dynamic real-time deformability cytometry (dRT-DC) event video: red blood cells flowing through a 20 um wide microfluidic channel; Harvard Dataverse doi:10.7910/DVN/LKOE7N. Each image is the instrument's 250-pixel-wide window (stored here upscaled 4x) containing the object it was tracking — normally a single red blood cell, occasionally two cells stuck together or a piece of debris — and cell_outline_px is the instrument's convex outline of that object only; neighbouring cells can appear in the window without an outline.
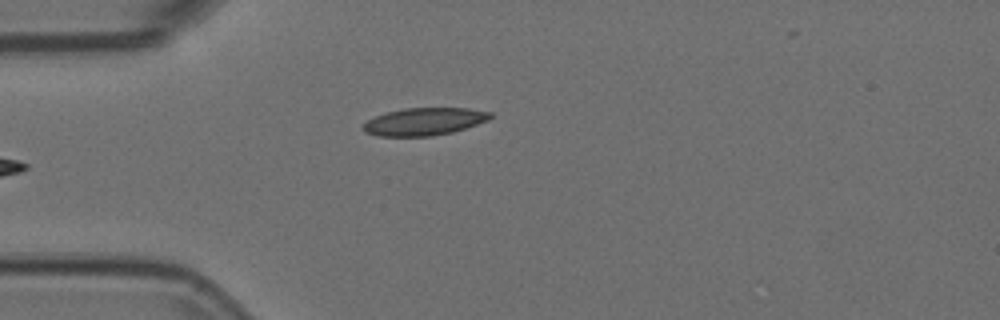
{"species": "Egyptian fruit bat (a non-hibernating species)", "species_latin": "Rousettus aegyptiacus", "temperature_condition": "room temperature", "stored_images_in_passage": 5, "camera_frame_rate_fps": 3000, "um_per_image_px": 0.085, "animal": {"sex": "female"}, "frame": {"image": 1, "passage_image": 5, "time_ms": 1.333, "image_size_px": [1000, 320], "cell_outline_px": [[492, 116], [488, 120], [452, 132], [432, 136], [376, 136], [364, 132], [360, 128], [368, 120], [376, 116], [388, 112], [404, 108], [468, 108], [492, 112]], "centroid_in_image_um": [36.04, 10.33], "position_along_channel_um": 49.0, "area_um2": 20.35}}